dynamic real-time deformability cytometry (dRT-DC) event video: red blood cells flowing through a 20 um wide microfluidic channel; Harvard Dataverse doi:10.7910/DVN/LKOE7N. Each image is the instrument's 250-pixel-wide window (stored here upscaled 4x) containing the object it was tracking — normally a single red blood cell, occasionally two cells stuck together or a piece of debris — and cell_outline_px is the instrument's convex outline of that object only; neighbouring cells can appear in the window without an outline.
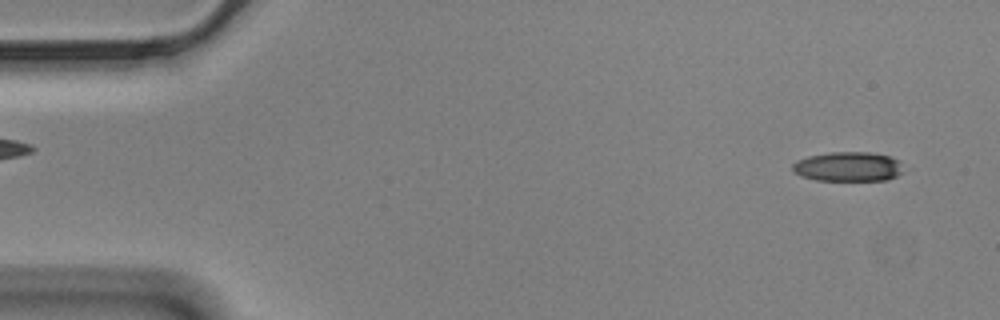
{"species": "Egyptian fruit bat (a non-hibernating species)", "species_latin": "Rousettus aegyptiacus", "temperature_condition": "cold", "stored_images_in_passage": 57, "camera_frame_rate_fps": 3000, "um_per_image_px": 0.085, "animal": {"sex": "male"}, "frame": {"image": 1, "passage_image": 3, "time_ms": 0.667, "image_size_px": [1000, 320], "cell_outline_px": [[900, 172], [896, 176], [888, 180], [816, 180], [800, 176], [792, 168], [792, 164], [796, 160], [808, 156], [828, 152], [868, 152], [888, 156], [900, 160]], "centroid_in_image_um": [72.05, 14.16], "position_along_channel_um": 13.0, "area_um2": 18.96}}
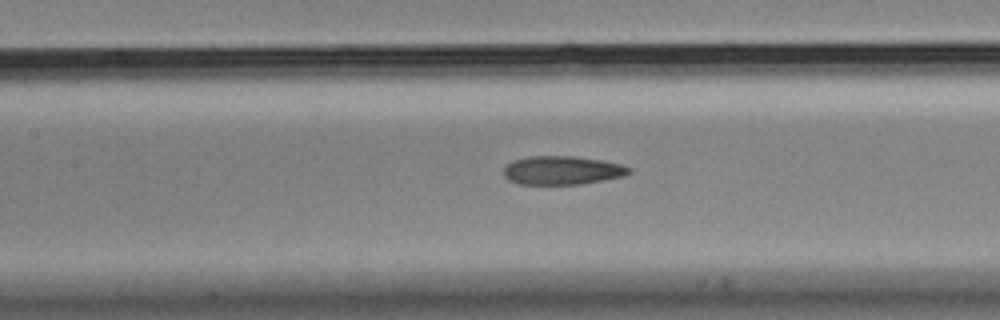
{"frame": {"image": 2, "passage_image": 25, "time_ms": 8.0, "image_size_px": [1000, 320], "cell_outline_px": [[632, 172], [624, 176], [580, 184], [520, 184], [508, 180], [504, 176], [504, 168], [508, 164], [516, 160], [528, 156], [576, 156], [600, 160], [620, 164], [632, 168]], "centroid_in_image_um": [47.8, 14.48], "position_along_channel_um": 159.6, "area_um2": 20.81}}
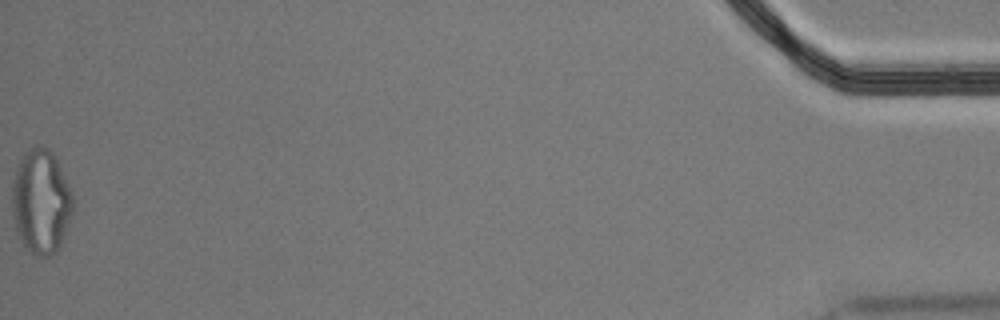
{"frame": {"image": 3, "passage_image": 57, "time_ms": 18.667, "image_size_px": [1000, 320], "cell_outline_px": [[72, 212], [60, 248], [52, 256], [36, 256], [20, 240], [16, 228], [12, 208], [12, 184], [20, 160], [24, 152], [36, 144], [40, 144], [48, 148], [52, 152], [72, 192]], "centroid_in_image_um": [3.49, 17.13], "position_along_channel_um": 431.7, "area_um2": 36.76}, "authors_computed_cell_mechanics": {"area_um2": 21.5016, "velocity_mm_per_s": 3.4898, "shape_relaxation_time_tau1_ms": null, "shape_relaxation_time_tau2_ms": 2.3882, "deformation_change_tau1": null, "deformation_change_tau2": 0.1099}}